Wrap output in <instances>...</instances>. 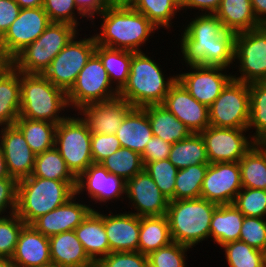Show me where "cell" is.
<instances>
[{"label": "cell", "instance_id": "12", "mask_svg": "<svg viewBox=\"0 0 266 267\" xmlns=\"http://www.w3.org/2000/svg\"><path fill=\"white\" fill-rule=\"evenodd\" d=\"M77 33L70 42L55 56L50 66L43 75L55 86L66 93L74 85L81 69L86 65L88 59L95 52L96 41L94 35H85L78 39Z\"/></svg>", "mask_w": 266, "mask_h": 267}, {"label": "cell", "instance_id": "54", "mask_svg": "<svg viewBox=\"0 0 266 267\" xmlns=\"http://www.w3.org/2000/svg\"><path fill=\"white\" fill-rule=\"evenodd\" d=\"M79 11L86 17L90 18L89 23L94 26L95 16L100 15L110 4L107 0H75Z\"/></svg>", "mask_w": 266, "mask_h": 267}, {"label": "cell", "instance_id": "39", "mask_svg": "<svg viewBox=\"0 0 266 267\" xmlns=\"http://www.w3.org/2000/svg\"><path fill=\"white\" fill-rule=\"evenodd\" d=\"M250 117L247 129H255L252 139L256 143L266 141V81L249 84Z\"/></svg>", "mask_w": 266, "mask_h": 267}, {"label": "cell", "instance_id": "16", "mask_svg": "<svg viewBox=\"0 0 266 267\" xmlns=\"http://www.w3.org/2000/svg\"><path fill=\"white\" fill-rule=\"evenodd\" d=\"M189 66V71H191L178 73L177 80L191 96L201 104L209 107L233 78V74H227L226 69L228 68L220 66Z\"/></svg>", "mask_w": 266, "mask_h": 267}, {"label": "cell", "instance_id": "20", "mask_svg": "<svg viewBox=\"0 0 266 267\" xmlns=\"http://www.w3.org/2000/svg\"><path fill=\"white\" fill-rule=\"evenodd\" d=\"M161 105L186 125L191 133H201L210 126L208 107L191 96L178 80L171 86Z\"/></svg>", "mask_w": 266, "mask_h": 267}, {"label": "cell", "instance_id": "28", "mask_svg": "<svg viewBox=\"0 0 266 267\" xmlns=\"http://www.w3.org/2000/svg\"><path fill=\"white\" fill-rule=\"evenodd\" d=\"M20 114V71L11 63L0 70V127L15 124Z\"/></svg>", "mask_w": 266, "mask_h": 267}, {"label": "cell", "instance_id": "44", "mask_svg": "<svg viewBox=\"0 0 266 267\" xmlns=\"http://www.w3.org/2000/svg\"><path fill=\"white\" fill-rule=\"evenodd\" d=\"M25 225L16 213L0 216V258H12Z\"/></svg>", "mask_w": 266, "mask_h": 267}, {"label": "cell", "instance_id": "4", "mask_svg": "<svg viewBox=\"0 0 266 267\" xmlns=\"http://www.w3.org/2000/svg\"><path fill=\"white\" fill-rule=\"evenodd\" d=\"M77 182H64L33 175L17 184L16 214L26 225L66 203L76 194Z\"/></svg>", "mask_w": 266, "mask_h": 267}, {"label": "cell", "instance_id": "42", "mask_svg": "<svg viewBox=\"0 0 266 267\" xmlns=\"http://www.w3.org/2000/svg\"><path fill=\"white\" fill-rule=\"evenodd\" d=\"M228 267H266V253L236 240L221 246Z\"/></svg>", "mask_w": 266, "mask_h": 267}, {"label": "cell", "instance_id": "10", "mask_svg": "<svg viewBox=\"0 0 266 267\" xmlns=\"http://www.w3.org/2000/svg\"><path fill=\"white\" fill-rule=\"evenodd\" d=\"M237 61V62H236ZM234 62L240 73L233 79L246 84L266 81V26L236 33ZM237 74V75H236ZM236 75V76H235Z\"/></svg>", "mask_w": 266, "mask_h": 267}, {"label": "cell", "instance_id": "17", "mask_svg": "<svg viewBox=\"0 0 266 267\" xmlns=\"http://www.w3.org/2000/svg\"><path fill=\"white\" fill-rule=\"evenodd\" d=\"M86 191V192H85ZM88 195V198L94 201V204L107 202L117 199L122 202L126 195V181L108 172L100 163H92L78 178L76 185V194ZM123 195V196H122Z\"/></svg>", "mask_w": 266, "mask_h": 267}, {"label": "cell", "instance_id": "38", "mask_svg": "<svg viewBox=\"0 0 266 267\" xmlns=\"http://www.w3.org/2000/svg\"><path fill=\"white\" fill-rule=\"evenodd\" d=\"M133 9L145 15L158 29L170 31L172 20L181 11L174 0H132L129 4Z\"/></svg>", "mask_w": 266, "mask_h": 267}, {"label": "cell", "instance_id": "19", "mask_svg": "<svg viewBox=\"0 0 266 267\" xmlns=\"http://www.w3.org/2000/svg\"><path fill=\"white\" fill-rule=\"evenodd\" d=\"M0 144L10 177L19 181L31 176L36 154L31 150L23 133L15 124L1 126Z\"/></svg>", "mask_w": 266, "mask_h": 267}, {"label": "cell", "instance_id": "49", "mask_svg": "<svg viewBox=\"0 0 266 267\" xmlns=\"http://www.w3.org/2000/svg\"><path fill=\"white\" fill-rule=\"evenodd\" d=\"M97 267H149L148 256L139 251L111 252L102 258Z\"/></svg>", "mask_w": 266, "mask_h": 267}, {"label": "cell", "instance_id": "2", "mask_svg": "<svg viewBox=\"0 0 266 267\" xmlns=\"http://www.w3.org/2000/svg\"><path fill=\"white\" fill-rule=\"evenodd\" d=\"M102 22L99 34L94 32L96 44L142 52L143 44L158 28L142 13L129 4H110L100 15ZM141 47V48H140Z\"/></svg>", "mask_w": 266, "mask_h": 267}, {"label": "cell", "instance_id": "41", "mask_svg": "<svg viewBox=\"0 0 266 267\" xmlns=\"http://www.w3.org/2000/svg\"><path fill=\"white\" fill-rule=\"evenodd\" d=\"M209 163L191 165L178 170L174 200L200 198L201 186Z\"/></svg>", "mask_w": 266, "mask_h": 267}, {"label": "cell", "instance_id": "40", "mask_svg": "<svg viewBox=\"0 0 266 267\" xmlns=\"http://www.w3.org/2000/svg\"><path fill=\"white\" fill-rule=\"evenodd\" d=\"M100 164L108 172L123 178L125 181L144 170L141 155L124 147L102 160Z\"/></svg>", "mask_w": 266, "mask_h": 267}, {"label": "cell", "instance_id": "30", "mask_svg": "<svg viewBox=\"0 0 266 267\" xmlns=\"http://www.w3.org/2000/svg\"><path fill=\"white\" fill-rule=\"evenodd\" d=\"M244 217L234 204L218 205L211 218L209 239L220 247L239 240Z\"/></svg>", "mask_w": 266, "mask_h": 267}, {"label": "cell", "instance_id": "33", "mask_svg": "<svg viewBox=\"0 0 266 267\" xmlns=\"http://www.w3.org/2000/svg\"><path fill=\"white\" fill-rule=\"evenodd\" d=\"M242 188L266 190V145L255 143L239 160Z\"/></svg>", "mask_w": 266, "mask_h": 267}, {"label": "cell", "instance_id": "55", "mask_svg": "<svg viewBox=\"0 0 266 267\" xmlns=\"http://www.w3.org/2000/svg\"><path fill=\"white\" fill-rule=\"evenodd\" d=\"M221 0H187L181 7V10L187 11V9L199 10L201 14H214L219 8Z\"/></svg>", "mask_w": 266, "mask_h": 267}, {"label": "cell", "instance_id": "59", "mask_svg": "<svg viewBox=\"0 0 266 267\" xmlns=\"http://www.w3.org/2000/svg\"><path fill=\"white\" fill-rule=\"evenodd\" d=\"M0 267H17L11 258H0Z\"/></svg>", "mask_w": 266, "mask_h": 267}, {"label": "cell", "instance_id": "47", "mask_svg": "<svg viewBox=\"0 0 266 267\" xmlns=\"http://www.w3.org/2000/svg\"><path fill=\"white\" fill-rule=\"evenodd\" d=\"M42 7L51 22L67 23L78 28L80 26L78 19L85 18L76 6L75 0H43ZM76 15L77 17L80 15L79 18Z\"/></svg>", "mask_w": 266, "mask_h": 267}, {"label": "cell", "instance_id": "58", "mask_svg": "<svg viewBox=\"0 0 266 267\" xmlns=\"http://www.w3.org/2000/svg\"><path fill=\"white\" fill-rule=\"evenodd\" d=\"M1 178H13V177H10V175L7 171V166H6V161L4 158L3 149H2V146L0 144V179Z\"/></svg>", "mask_w": 266, "mask_h": 267}, {"label": "cell", "instance_id": "3", "mask_svg": "<svg viewBox=\"0 0 266 267\" xmlns=\"http://www.w3.org/2000/svg\"><path fill=\"white\" fill-rule=\"evenodd\" d=\"M151 58L143 51L132 52L130 74L118 97L133 107L162 104L177 80V74L168 77L160 68V63Z\"/></svg>", "mask_w": 266, "mask_h": 267}, {"label": "cell", "instance_id": "43", "mask_svg": "<svg viewBox=\"0 0 266 267\" xmlns=\"http://www.w3.org/2000/svg\"><path fill=\"white\" fill-rule=\"evenodd\" d=\"M144 170L154 180L162 194L169 201H173L175 181L179 169L169 159H164L147 163Z\"/></svg>", "mask_w": 266, "mask_h": 267}, {"label": "cell", "instance_id": "34", "mask_svg": "<svg viewBox=\"0 0 266 267\" xmlns=\"http://www.w3.org/2000/svg\"><path fill=\"white\" fill-rule=\"evenodd\" d=\"M95 53L100 57L110 78V83L119 92L126 84L130 74L132 51L96 44Z\"/></svg>", "mask_w": 266, "mask_h": 267}, {"label": "cell", "instance_id": "27", "mask_svg": "<svg viewBox=\"0 0 266 267\" xmlns=\"http://www.w3.org/2000/svg\"><path fill=\"white\" fill-rule=\"evenodd\" d=\"M116 136L122 147L142 155L147 142L154 136L146 111L133 107L123 119Z\"/></svg>", "mask_w": 266, "mask_h": 267}, {"label": "cell", "instance_id": "26", "mask_svg": "<svg viewBox=\"0 0 266 267\" xmlns=\"http://www.w3.org/2000/svg\"><path fill=\"white\" fill-rule=\"evenodd\" d=\"M51 262L60 267H95L74 230L49 237Z\"/></svg>", "mask_w": 266, "mask_h": 267}, {"label": "cell", "instance_id": "32", "mask_svg": "<svg viewBox=\"0 0 266 267\" xmlns=\"http://www.w3.org/2000/svg\"><path fill=\"white\" fill-rule=\"evenodd\" d=\"M172 242L166 215L140 217L138 251L144 255L167 246Z\"/></svg>", "mask_w": 266, "mask_h": 267}, {"label": "cell", "instance_id": "61", "mask_svg": "<svg viewBox=\"0 0 266 267\" xmlns=\"http://www.w3.org/2000/svg\"><path fill=\"white\" fill-rule=\"evenodd\" d=\"M109 4H130L132 0H107Z\"/></svg>", "mask_w": 266, "mask_h": 267}, {"label": "cell", "instance_id": "62", "mask_svg": "<svg viewBox=\"0 0 266 267\" xmlns=\"http://www.w3.org/2000/svg\"><path fill=\"white\" fill-rule=\"evenodd\" d=\"M177 4H178V6L181 8L185 3H186V1L187 0H174Z\"/></svg>", "mask_w": 266, "mask_h": 267}, {"label": "cell", "instance_id": "25", "mask_svg": "<svg viewBox=\"0 0 266 267\" xmlns=\"http://www.w3.org/2000/svg\"><path fill=\"white\" fill-rule=\"evenodd\" d=\"M92 210L74 229L89 258L97 264L110 253L109 241L104 228V211Z\"/></svg>", "mask_w": 266, "mask_h": 267}, {"label": "cell", "instance_id": "37", "mask_svg": "<svg viewBox=\"0 0 266 267\" xmlns=\"http://www.w3.org/2000/svg\"><path fill=\"white\" fill-rule=\"evenodd\" d=\"M32 175L57 181L77 182L55 146L36 155Z\"/></svg>", "mask_w": 266, "mask_h": 267}, {"label": "cell", "instance_id": "22", "mask_svg": "<svg viewBox=\"0 0 266 267\" xmlns=\"http://www.w3.org/2000/svg\"><path fill=\"white\" fill-rule=\"evenodd\" d=\"M77 197L80 196L75 194L66 203L40 216L31 225L47 237L74 230L92 210H96L92 204L79 203L81 200Z\"/></svg>", "mask_w": 266, "mask_h": 267}, {"label": "cell", "instance_id": "24", "mask_svg": "<svg viewBox=\"0 0 266 267\" xmlns=\"http://www.w3.org/2000/svg\"><path fill=\"white\" fill-rule=\"evenodd\" d=\"M11 259L17 267H38L51 263L49 237L32 225H25Z\"/></svg>", "mask_w": 266, "mask_h": 267}, {"label": "cell", "instance_id": "9", "mask_svg": "<svg viewBox=\"0 0 266 267\" xmlns=\"http://www.w3.org/2000/svg\"><path fill=\"white\" fill-rule=\"evenodd\" d=\"M117 97L118 91L110 83L100 57L94 52L67 92L69 109H74L76 113L86 104L105 102Z\"/></svg>", "mask_w": 266, "mask_h": 267}, {"label": "cell", "instance_id": "52", "mask_svg": "<svg viewBox=\"0 0 266 267\" xmlns=\"http://www.w3.org/2000/svg\"><path fill=\"white\" fill-rule=\"evenodd\" d=\"M172 144L165 142L160 137L153 136L146 144L142 157L143 165L149 162L164 160L169 158Z\"/></svg>", "mask_w": 266, "mask_h": 267}, {"label": "cell", "instance_id": "18", "mask_svg": "<svg viewBox=\"0 0 266 267\" xmlns=\"http://www.w3.org/2000/svg\"><path fill=\"white\" fill-rule=\"evenodd\" d=\"M129 204L139 217L166 215L169 200L162 194L154 180L143 170L126 181V195Z\"/></svg>", "mask_w": 266, "mask_h": 267}, {"label": "cell", "instance_id": "35", "mask_svg": "<svg viewBox=\"0 0 266 267\" xmlns=\"http://www.w3.org/2000/svg\"><path fill=\"white\" fill-rule=\"evenodd\" d=\"M169 161L179 170L191 165L209 163L205 144L200 133H191L175 142L170 149Z\"/></svg>", "mask_w": 266, "mask_h": 267}, {"label": "cell", "instance_id": "60", "mask_svg": "<svg viewBox=\"0 0 266 267\" xmlns=\"http://www.w3.org/2000/svg\"><path fill=\"white\" fill-rule=\"evenodd\" d=\"M10 62L5 58L0 47V70L4 69Z\"/></svg>", "mask_w": 266, "mask_h": 267}, {"label": "cell", "instance_id": "8", "mask_svg": "<svg viewBox=\"0 0 266 267\" xmlns=\"http://www.w3.org/2000/svg\"><path fill=\"white\" fill-rule=\"evenodd\" d=\"M69 116L56 127L55 147L66 162L68 169L78 178L93 163L92 133L80 116Z\"/></svg>", "mask_w": 266, "mask_h": 267}, {"label": "cell", "instance_id": "21", "mask_svg": "<svg viewBox=\"0 0 266 267\" xmlns=\"http://www.w3.org/2000/svg\"><path fill=\"white\" fill-rule=\"evenodd\" d=\"M132 108L125 99L117 97L105 102L86 104L77 110V116L81 115L91 133L116 134Z\"/></svg>", "mask_w": 266, "mask_h": 267}, {"label": "cell", "instance_id": "15", "mask_svg": "<svg viewBox=\"0 0 266 267\" xmlns=\"http://www.w3.org/2000/svg\"><path fill=\"white\" fill-rule=\"evenodd\" d=\"M241 189L239 162L211 163L202 182L200 197L218 205L233 204Z\"/></svg>", "mask_w": 266, "mask_h": 267}, {"label": "cell", "instance_id": "31", "mask_svg": "<svg viewBox=\"0 0 266 267\" xmlns=\"http://www.w3.org/2000/svg\"><path fill=\"white\" fill-rule=\"evenodd\" d=\"M151 124L152 134L165 142L174 144L188 137L191 132L179 119H177L163 105H147L142 107Z\"/></svg>", "mask_w": 266, "mask_h": 267}, {"label": "cell", "instance_id": "50", "mask_svg": "<svg viewBox=\"0 0 266 267\" xmlns=\"http://www.w3.org/2000/svg\"><path fill=\"white\" fill-rule=\"evenodd\" d=\"M122 146L116 134H91V151L93 163H100L102 160L116 152Z\"/></svg>", "mask_w": 266, "mask_h": 267}, {"label": "cell", "instance_id": "53", "mask_svg": "<svg viewBox=\"0 0 266 267\" xmlns=\"http://www.w3.org/2000/svg\"><path fill=\"white\" fill-rule=\"evenodd\" d=\"M21 11L15 0H0V38L16 20Z\"/></svg>", "mask_w": 266, "mask_h": 267}, {"label": "cell", "instance_id": "57", "mask_svg": "<svg viewBox=\"0 0 266 267\" xmlns=\"http://www.w3.org/2000/svg\"><path fill=\"white\" fill-rule=\"evenodd\" d=\"M20 8H37L43 6V0H15Z\"/></svg>", "mask_w": 266, "mask_h": 267}, {"label": "cell", "instance_id": "1", "mask_svg": "<svg viewBox=\"0 0 266 267\" xmlns=\"http://www.w3.org/2000/svg\"><path fill=\"white\" fill-rule=\"evenodd\" d=\"M183 28L180 39L181 59L185 66L233 68L236 33L224 29L214 14L197 12Z\"/></svg>", "mask_w": 266, "mask_h": 267}, {"label": "cell", "instance_id": "5", "mask_svg": "<svg viewBox=\"0 0 266 267\" xmlns=\"http://www.w3.org/2000/svg\"><path fill=\"white\" fill-rule=\"evenodd\" d=\"M69 108L67 93L55 86L43 74L20 72L19 117L59 124Z\"/></svg>", "mask_w": 266, "mask_h": 267}, {"label": "cell", "instance_id": "29", "mask_svg": "<svg viewBox=\"0 0 266 267\" xmlns=\"http://www.w3.org/2000/svg\"><path fill=\"white\" fill-rule=\"evenodd\" d=\"M214 15L222 22L225 30L234 33L260 27L251 0H221Z\"/></svg>", "mask_w": 266, "mask_h": 267}, {"label": "cell", "instance_id": "14", "mask_svg": "<svg viewBox=\"0 0 266 267\" xmlns=\"http://www.w3.org/2000/svg\"><path fill=\"white\" fill-rule=\"evenodd\" d=\"M51 23L42 6L21 8L19 16L0 38L5 58L11 62L22 50L33 43Z\"/></svg>", "mask_w": 266, "mask_h": 267}, {"label": "cell", "instance_id": "11", "mask_svg": "<svg viewBox=\"0 0 266 267\" xmlns=\"http://www.w3.org/2000/svg\"><path fill=\"white\" fill-rule=\"evenodd\" d=\"M210 126L247 128L250 117V88L231 79L208 107Z\"/></svg>", "mask_w": 266, "mask_h": 267}, {"label": "cell", "instance_id": "23", "mask_svg": "<svg viewBox=\"0 0 266 267\" xmlns=\"http://www.w3.org/2000/svg\"><path fill=\"white\" fill-rule=\"evenodd\" d=\"M104 228L111 252L138 251L140 217L130 212L104 214Z\"/></svg>", "mask_w": 266, "mask_h": 267}, {"label": "cell", "instance_id": "13", "mask_svg": "<svg viewBox=\"0 0 266 267\" xmlns=\"http://www.w3.org/2000/svg\"><path fill=\"white\" fill-rule=\"evenodd\" d=\"M247 128L208 126L200 134L203 138L209 164L239 162L256 143ZM250 134V135H249Z\"/></svg>", "mask_w": 266, "mask_h": 267}, {"label": "cell", "instance_id": "36", "mask_svg": "<svg viewBox=\"0 0 266 267\" xmlns=\"http://www.w3.org/2000/svg\"><path fill=\"white\" fill-rule=\"evenodd\" d=\"M15 125L21 130L27 144L36 155L55 146L57 124L19 117Z\"/></svg>", "mask_w": 266, "mask_h": 267}, {"label": "cell", "instance_id": "7", "mask_svg": "<svg viewBox=\"0 0 266 267\" xmlns=\"http://www.w3.org/2000/svg\"><path fill=\"white\" fill-rule=\"evenodd\" d=\"M79 33L67 23L51 22L45 31L10 63L24 74H43L55 56Z\"/></svg>", "mask_w": 266, "mask_h": 267}, {"label": "cell", "instance_id": "51", "mask_svg": "<svg viewBox=\"0 0 266 267\" xmlns=\"http://www.w3.org/2000/svg\"><path fill=\"white\" fill-rule=\"evenodd\" d=\"M17 184L18 181L15 178L0 179V216L6 215L5 212H7V215L16 212Z\"/></svg>", "mask_w": 266, "mask_h": 267}, {"label": "cell", "instance_id": "6", "mask_svg": "<svg viewBox=\"0 0 266 267\" xmlns=\"http://www.w3.org/2000/svg\"><path fill=\"white\" fill-rule=\"evenodd\" d=\"M218 204L203 198L169 201L167 219L173 242L195 247L209 239L210 222Z\"/></svg>", "mask_w": 266, "mask_h": 267}, {"label": "cell", "instance_id": "63", "mask_svg": "<svg viewBox=\"0 0 266 267\" xmlns=\"http://www.w3.org/2000/svg\"><path fill=\"white\" fill-rule=\"evenodd\" d=\"M38 267H60V266H57L56 264H54V263L51 262L49 264L38 266Z\"/></svg>", "mask_w": 266, "mask_h": 267}, {"label": "cell", "instance_id": "48", "mask_svg": "<svg viewBox=\"0 0 266 267\" xmlns=\"http://www.w3.org/2000/svg\"><path fill=\"white\" fill-rule=\"evenodd\" d=\"M239 240L266 253V218L245 216Z\"/></svg>", "mask_w": 266, "mask_h": 267}, {"label": "cell", "instance_id": "56", "mask_svg": "<svg viewBox=\"0 0 266 267\" xmlns=\"http://www.w3.org/2000/svg\"><path fill=\"white\" fill-rule=\"evenodd\" d=\"M251 3L257 21L266 26V0H251Z\"/></svg>", "mask_w": 266, "mask_h": 267}, {"label": "cell", "instance_id": "45", "mask_svg": "<svg viewBox=\"0 0 266 267\" xmlns=\"http://www.w3.org/2000/svg\"><path fill=\"white\" fill-rule=\"evenodd\" d=\"M190 247L171 242L148 255L149 267H187V251Z\"/></svg>", "mask_w": 266, "mask_h": 267}, {"label": "cell", "instance_id": "46", "mask_svg": "<svg viewBox=\"0 0 266 267\" xmlns=\"http://www.w3.org/2000/svg\"><path fill=\"white\" fill-rule=\"evenodd\" d=\"M233 204L244 216L266 218V190L242 188Z\"/></svg>", "mask_w": 266, "mask_h": 267}]
</instances>
